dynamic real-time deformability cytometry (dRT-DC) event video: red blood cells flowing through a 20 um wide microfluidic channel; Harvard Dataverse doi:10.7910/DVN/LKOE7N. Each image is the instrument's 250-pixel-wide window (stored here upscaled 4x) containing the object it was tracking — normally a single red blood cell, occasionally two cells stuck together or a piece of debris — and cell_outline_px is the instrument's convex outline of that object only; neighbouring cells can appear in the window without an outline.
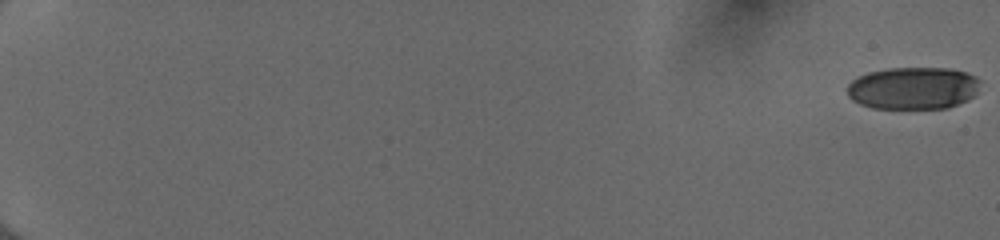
{"species": "human", "species_latin": "Homo sapiens", "temperature_condition": "cold", "stored_images_in_passage": 55, "camera_frame_rate_fps": 3000, "um_per_image_px": 0.085, "donor": {"sex": "female"}, "frame": {"image": 1, "passage_image": 1, "time_ms": 0.0, "image_size_px": [1000, 240], "cell_outline_px": [[980, 80], [976, 92], [972, 96], [948, 108], [872, 108], [860, 104], [852, 100], [848, 96], [848, 84], [856, 76], [868, 72], [888, 68], [948, 68], [968, 72], [976, 76]], "centroid_in_image_um": [77.59, 7.48], "position_along_channel_um": 7.4, "area_um2": 32.83}}
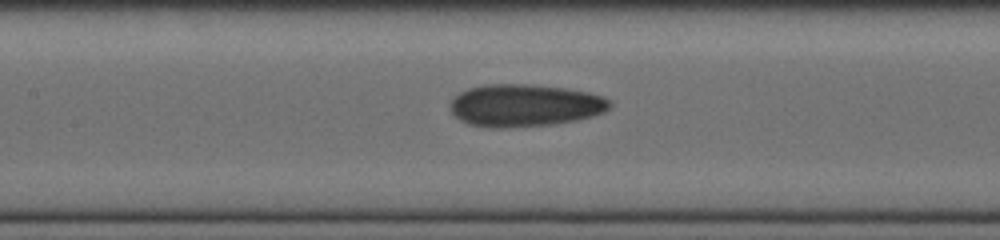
{"frame": {"image": 2, "passage_image": 30, "time_ms": 9.667, "image_size_px": [1000, 240], "cell_outline_px": [[612, 104], [604, 112], [592, 116], [576, 120], [552, 124], [504, 128], [496, 128], [468, 124], [460, 120], [448, 108], [452, 96], [468, 88], [484, 84], [528, 84], [568, 88], [588, 92], [604, 96], [612, 100]], "centroid_in_image_um": [44.59, 8.95], "position_along_channel_um": 162.8, "area_um2": 39.82}}
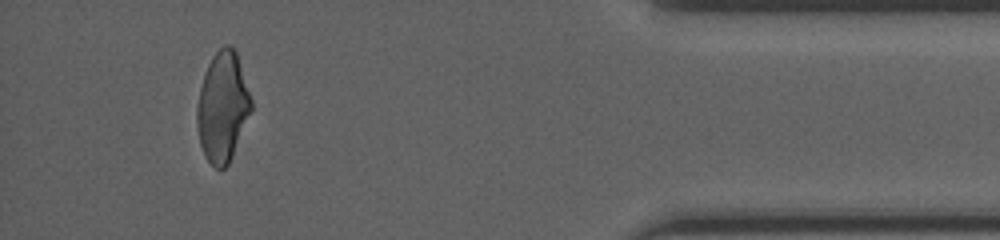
{"frame": {"image": 3, "passage_image": 52, "time_ms": 17.0, "image_size_px": [1000, 240], "cell_outline_px": [[252, 108], [228, 164], [224, 168], [216, 168], [208, 160], [200, 144], [196, 120], [196, 108], [200, 88], [204, 72], [212, 56], [224, 44], [228, 44], [236, 52], [252, 100]], "centroid_in_image_um": [18.9, 9.05], "position_along_channel_um": 416.3, "area_um2": 34.16}, "authors_computed_cell_mechanics": {"area_um2": 36.125, "velocity_mm_per_s": 4.0301, "shape_relaxation_time_tau1_ms": 7.2839, "shape_relaxation_time_tau2_ms": 2.1663, "deformation_change_tau1": 0.1972, "deformation_change_tau2": 0.0918}}